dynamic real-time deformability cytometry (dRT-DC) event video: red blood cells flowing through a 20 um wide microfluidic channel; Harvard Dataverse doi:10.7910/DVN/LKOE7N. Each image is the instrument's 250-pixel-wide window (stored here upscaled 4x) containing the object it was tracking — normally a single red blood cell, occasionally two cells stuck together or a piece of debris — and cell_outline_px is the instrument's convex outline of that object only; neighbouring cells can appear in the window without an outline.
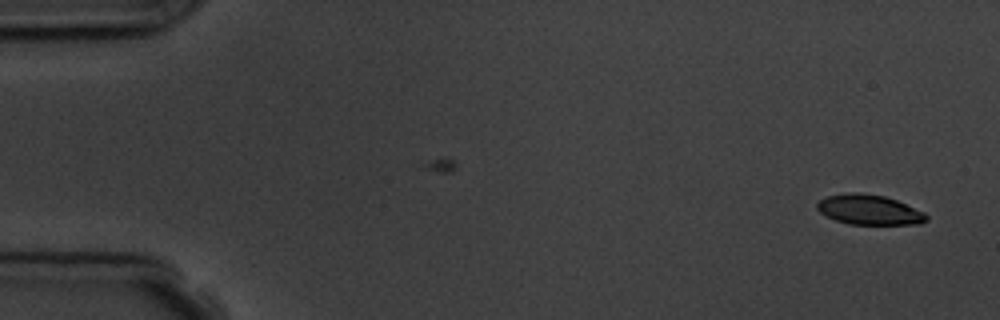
{"species": "common noctule bat (a hibernating species)", "species_latin": "Nyctalus noctula", "temperature_condition": "room temperature", "stored_images_in_passage": 3, "camera_frame_rate_fps": 3000, "um_per_image_px": 0.085, "animal": {"sex": "male", "body_mass_g": 19.5, "forearm_length_mm": 54.6}, "frame": {"image": 1, "passage_image": 3, "time_ms": 2.0, "image_size_px": [1000, 320], "cell_outline_px": [[928, 220], [920, 224], [848, 224], [836, 220], [820, 212], [816, 208], [816, 204], [820, 200], [828, 196], [848, 192], [860, 192], [884, 196], [896, 200], [924, 212], [928, 216]], "centroid_in_image_um": [73.89, 17.83], "position_along_channel_um": 11.1, "area_um2": 19.02}}